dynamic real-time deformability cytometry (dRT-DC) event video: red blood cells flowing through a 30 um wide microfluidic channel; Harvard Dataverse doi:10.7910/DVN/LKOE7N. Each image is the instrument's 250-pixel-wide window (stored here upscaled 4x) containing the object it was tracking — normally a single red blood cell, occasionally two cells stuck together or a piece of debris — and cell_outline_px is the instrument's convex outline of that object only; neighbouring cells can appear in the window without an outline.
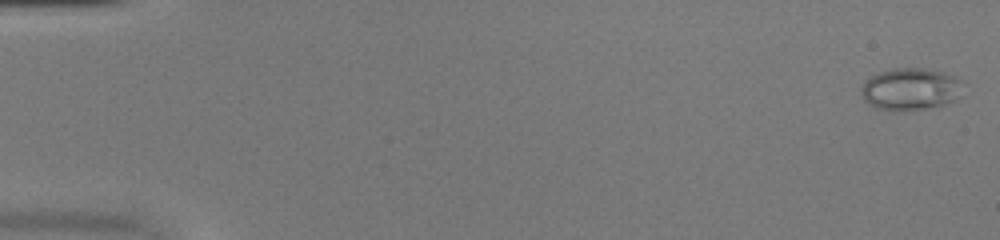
{"species": "common noctule bat (a hibernating species)", "species_latin": "Nyctalus noctula", "temperature_condition": "warm", "stored_images_in_passage": 51, "camera_frame_rate_fps": 3000, "um_per_image_px": 0.085, "animal": {"sex": "female", "body_mass_g": 20.0, "forearm_length_mm": 54.0}, "frame": {"image": 1, "passage_image": 1, "time_ms": 0.0, "image_size_px": [1000, 240], "cell_outline_px": [[964, 80], [960, 96], [956, 100], [944, 104], [912, 112], [896, 112], [876, 108], [868, 104], [864, 100], [860, 92], [864, 80], [880, 72], [892, 68], [924, 68], [956, 76]], "centroid_in_image_um": [77.4, 7.6], "position_along_channel_um": 7.6, "area_um2": 25.66}}
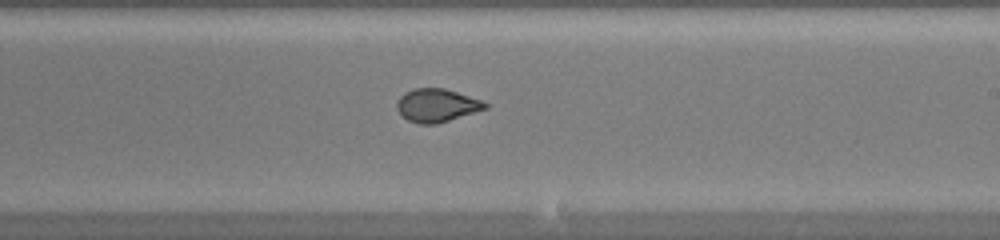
{"frame": {"image": 2, "passage_image": 31, "time_ms": 10.0, "image_size_px": [1000, 240], "cell_outline_px": [[488, 108], [436, 124], [420, 124], [408, 120], [396, 108], [396, 104], [400, 96], [404, 92], [412, 88], [444, 88], [484, 100], [488, 104]], "centroid_in_image_um": [37.14, 8.94], "position_along_channel_um": 251.9, "area_um2": 17.11}}
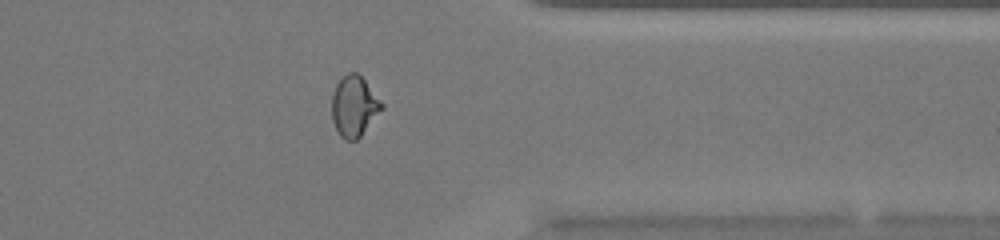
{"frame": {"image": 3, "passage_image": 41, "time_ms": 13.333, "image_size_px": [1000, 240], "cell_outline_px": [[384, 108], [360, 136], [356, 140], [344, 140], [340, 136], [332, 120], [332, 96], [336, 84], [348, 72], [356, 72], [364, 80], [384, 104]], "centroid_in_image_um": [30.1, 9.04], "position_along_channel_um": 381.3, "area_um2": 17.46}}